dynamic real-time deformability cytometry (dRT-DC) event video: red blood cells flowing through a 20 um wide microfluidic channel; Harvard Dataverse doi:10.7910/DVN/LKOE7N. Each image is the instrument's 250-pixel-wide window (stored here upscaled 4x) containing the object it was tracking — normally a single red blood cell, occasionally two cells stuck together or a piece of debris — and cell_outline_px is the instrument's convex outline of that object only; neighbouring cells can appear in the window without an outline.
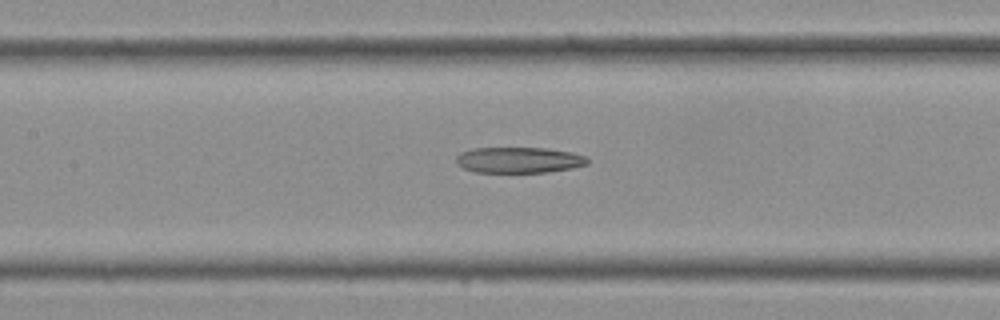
{"species": "Egyptian fruit bat (a non-hibernating species)", "species_latin": "Rousettus aegyptiacus", "temperature_condition": "cold", "stored_images_in_passage": 21, "camera_frame_rate_fps": 3000, "um_per_image_px": 0.085, "frame": {"image": 1, "passage_image": 15, "time_ms": 4.667, "image_size_px": [1000, 320], "cell_outline_px": [[588, 164], [572, 168], [548, 172], [476, 172], [464, 168], [456, 164], [456, 156], [460, 152], [472, 148], [544, 148], [572, 152], [584, 156], [588, 160]], "centroid_in_image_um": [44.08, 13.6], "position_along_channel_um": 163.3, "area_um2": 19.77}}
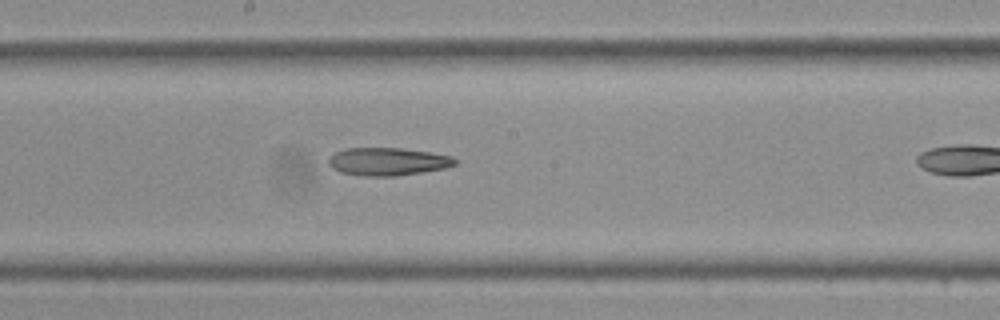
{"frame": {"image": 2, "passage_image": 18, "time_ms": 5.667, "image_size_px": [1000, 320], "cell_outline_px": [[456, 164], [448, 168], [396, 176], [364, 176], [340, 172], [332, 168], [328, 164], [328, 160], [336, 152], [348, 148], [400, 148], [428, 152], [452, 156], [456, 160]], "centroid_in_image_um": [32.97, 13.74], "position_along_channel_um": 215.2, "area_um2": 20.46}}